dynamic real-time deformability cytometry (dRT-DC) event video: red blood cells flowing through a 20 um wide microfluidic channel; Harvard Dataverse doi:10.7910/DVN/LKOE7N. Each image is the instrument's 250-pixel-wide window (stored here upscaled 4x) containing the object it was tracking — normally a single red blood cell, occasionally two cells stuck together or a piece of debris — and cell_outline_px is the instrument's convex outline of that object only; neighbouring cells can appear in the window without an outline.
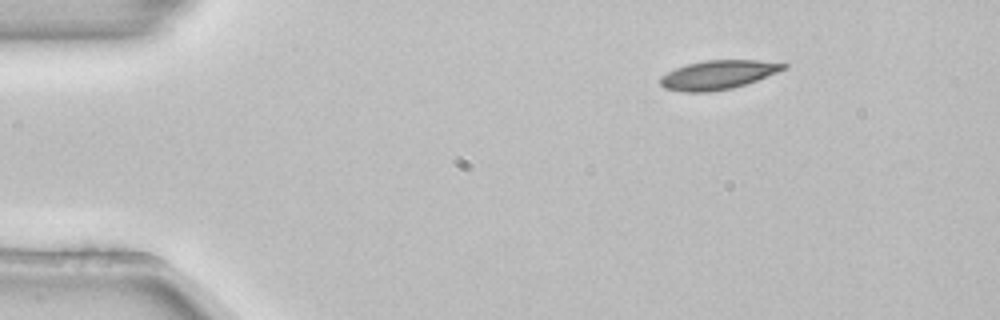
{"species": "common noctule bat (a hibernating species)", "species_latin": "Nyctalus noctula", "temperature_condition": "room temperature", "stored_images_in_passage": 4, "segment_of_instrument_passage": [2, 2], "camera_frame_rate_fps": 3000, "um_per_image_px": 0.085, "animal": {"sex": "female", "body_mass_g": 22.7, "forearm_length_mm": 54.2}, "frame": {"image": 1, "passage_image": 4, "time_ms": 1.0, "image_size_px": [1000, 320], "cell_outline_px": [[788, 68], [756, 80], [732, 88], [708, 92], [684, 92], [664, 88], [660, 84], [660, 76], [676, 68], [688, 64], [704, 60], [756, 60], [788, 64]], "centroid_in_image_um": [61.01, 6.36], "position_along_channel_um": 24.0, "area_um2": 20.63}}